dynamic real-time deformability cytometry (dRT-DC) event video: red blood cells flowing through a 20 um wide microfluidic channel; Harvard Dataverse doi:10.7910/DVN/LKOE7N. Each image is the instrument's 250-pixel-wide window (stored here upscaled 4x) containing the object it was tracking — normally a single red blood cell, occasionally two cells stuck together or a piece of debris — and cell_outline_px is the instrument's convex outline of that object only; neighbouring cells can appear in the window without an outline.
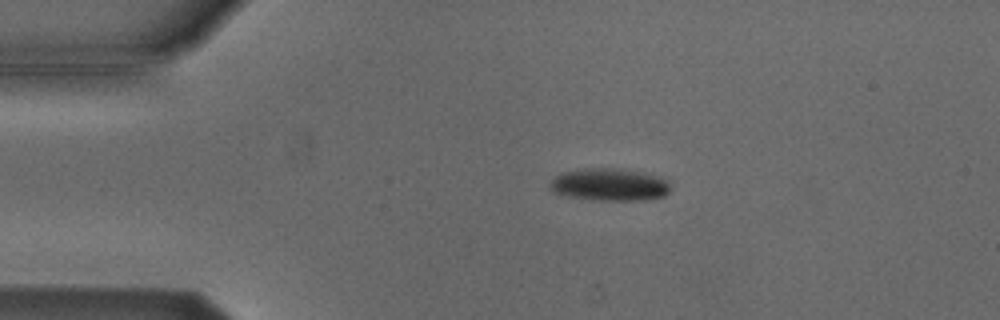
{"species": "Egyptian fruit bat (a non-hibernating species)", "species_latin": "Rousettus aegyptiacus", "temperature_condition": "cold", "stored_images_in_passage": 44, "camera_frame_rate_fps": 3000, "um_per_image_px": 0.085, "animal": {"sex": "male"}, "frame": {"image": 1, "passage_image": 1, "time_ms": 0.0, "image_size_px": [1000, 320], "cell_outline_px": [[668, 192], [664, 196], [644, 200], [600, 200], [568, 196], [556, 192], [548, 184], [560, 172], [584, 168], [624, 168], [660, 176], [668, 184]], "centroid_in_image_um": [51.81, 15.67], "position_along_channel_um": 33.2, "area_um2": 22.66}}
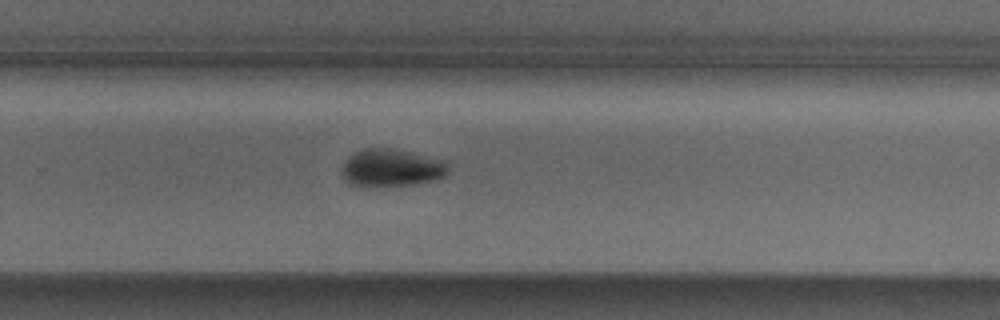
{"frame": {"image": 2, "passage_image": 25, "time_ms": 8.0, "image_size_px": [1000, 320], "cell_outline_px": [[448, 172], [444, 176], [436, 180], [412, 184], [364, 188], [348, 184], [344, 180], [340, 172], [340, 168], [348, 156], [352, 152], [364, 148], [392, 148], [412, 152], [444, 160], [448, 164]], "centroid_in_image_um": [33.2, 14.28], "position_along_channel_um": 296.6, "area_um2": 24.04}}
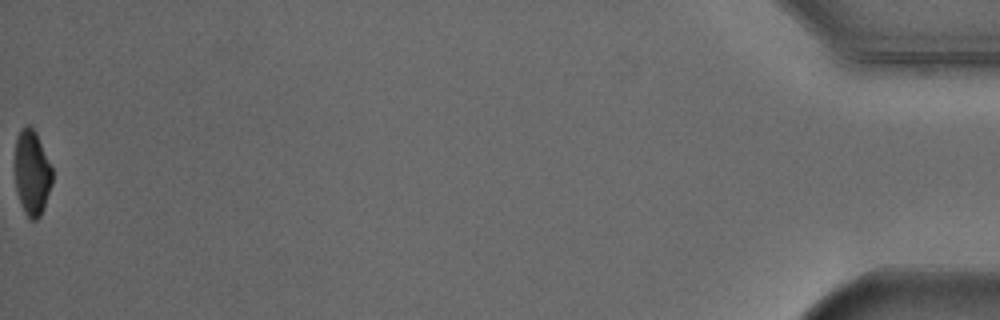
{"frame": {"image": 3, "passage_image": 44, "time_ms": 14.333, "image_size_px": [1000, 320], "cell_outline_px": [[52, 184], [44, 208], [40, 216], [36, 220], [28, 220], [24, 212], [16, 192], [16, 140], [20, 128], [28, 124], [36, 132], [52, 168]], "centroid_in_image_um": [2.73, 14.72], "position_along_channel_um": 432.5, "area_um2": 18.5}, "authors_computed_cell_mechanics": {"area_um2": 23.698, "velocity_mm_per_s": 3.8313, "shape_relaxation_time_tau1_ms": 2.7456, "shape_relaxation_time_tau2_ms": null, "deformation_change_tau1": 0.1, "deformation_change_tau2": null}}